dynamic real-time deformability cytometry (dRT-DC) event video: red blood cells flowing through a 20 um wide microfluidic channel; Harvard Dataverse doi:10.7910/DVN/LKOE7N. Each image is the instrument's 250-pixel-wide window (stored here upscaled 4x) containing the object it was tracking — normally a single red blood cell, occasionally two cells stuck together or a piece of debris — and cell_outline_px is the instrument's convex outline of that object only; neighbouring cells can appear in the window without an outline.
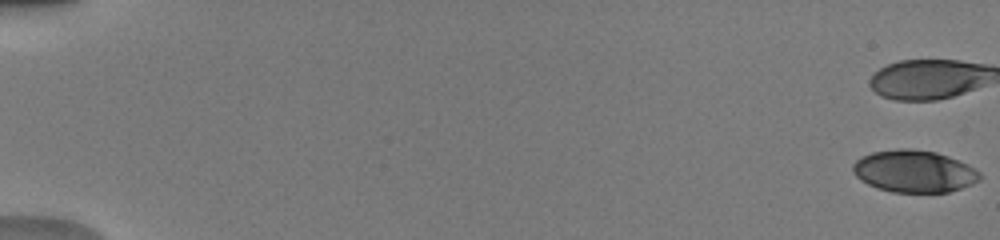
{"species": "human", "species_latin": "Homo sapiens", "temperature_condition": "warm", "stored_images_in_passage": 52, "camera_frame_rate_fps": 3000, "um_per_image_px": 0.085, "donor": {"sex": "male"}, "frame": {"image": 1, "passage_image": 1, "time_ms": 0.0, "image_size_px": [1000, 240], "cell_outline_px": [[980, 180], [972, 184], [948, 192], [892, 192], [876, 188], [860, 180], [852, 172], [852, 164], [860, 156], [872, 152], [896, 148], [912, 148], [936, 152], [948, 156], [968, 164], [980, 172]], "centroid_in_image_um": [77.67, 14.55], "position_along_channel_um": 7.3, "area_um2": 31.44}}